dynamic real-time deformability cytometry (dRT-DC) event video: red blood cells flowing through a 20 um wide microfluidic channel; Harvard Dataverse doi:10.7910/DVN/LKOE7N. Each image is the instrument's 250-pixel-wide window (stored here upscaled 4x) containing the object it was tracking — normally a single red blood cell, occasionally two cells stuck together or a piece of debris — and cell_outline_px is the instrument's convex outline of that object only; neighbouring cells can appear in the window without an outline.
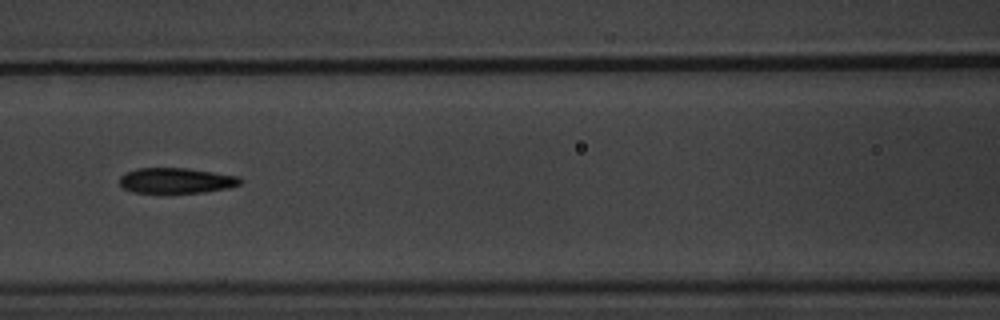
{"species": "common noctule bat (a hibernating species)", "species_latin": "Nyctalus noctula", "temperature_condition": "warm", "stored_images_in_passage": 7, "camera_frame_rate_fps": 3000, "um_per_image_px": 0.085, "animal": {"sex": "male", "body_mass_g": 20.1, "forearm_length_mm": 53.5}, "frame": {"image": 1, "passage_image": 5, "time_ms": 4.667, "image_size_px": [1000, 320], "cell_outline_px": [[244, 180], [240, 184], [228, 188], [204, 192], [132, 192], [124, 188], [120, 184], [120, 176], [136, 168], [188, 168], [240, 176]], "centroid_in_image_um": [15.02, 15.33], "position_along_channel_um": 151.6, "area_um2": 17.8}}
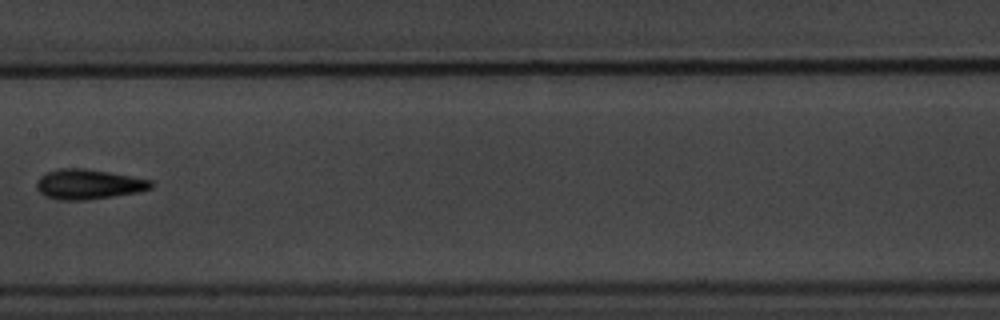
{"frame": {"image": 2, "passage_image": 6, "time_ms": 6.0, "image_size_px": [1000, 320], "cell_outline_px": [[152, 188], [140, 192], [84, 200], [60, 200], [44, 196], [36, 188], [36, 184], [40, 176], [48, 172], [60, 168], [84, 168], [108, 172], [152, 180]], "centroid_in_image_um": [7.51, 15.66], "position_along_channel_um": 199.9, "area_um2": 19.88}}